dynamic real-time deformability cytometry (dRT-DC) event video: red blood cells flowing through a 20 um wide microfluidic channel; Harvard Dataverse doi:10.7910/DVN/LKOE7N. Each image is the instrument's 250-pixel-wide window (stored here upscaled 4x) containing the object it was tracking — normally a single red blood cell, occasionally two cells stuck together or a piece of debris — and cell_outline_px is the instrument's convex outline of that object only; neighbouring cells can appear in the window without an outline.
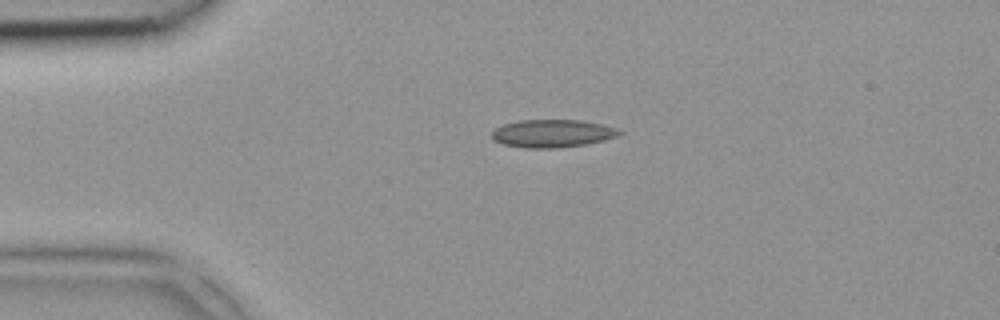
{"species": "common noctule bat (a hibernating species)", "species_latin": "Nyctalus noctula", "temperature_condition": "room temperature", "stored_images_in_passage": 2, "camera_frame_rate_fps": 3000, "um_per_image_px": 0.085, "animal": {"sex": "female", "body_mass_g": 18.4}, "frame": {"image": 1, "passage_image": 2, "time_ms": 0.333, "image_size_px": [1000, 320], "cell_outline_px": [[624, 132], [620, 136], [604, 140], [584, 144], [560, 148], [524, 148], [504, 144], [492, 140], [492, 132], [496, 128], [504, 124], [520, 120], [580, 120], [604, 124], [616, 128]], "centroid_in_image_um": [46.99, 11.34], "position_along_channel_um": 38.0, "area_um2": 20.81}}